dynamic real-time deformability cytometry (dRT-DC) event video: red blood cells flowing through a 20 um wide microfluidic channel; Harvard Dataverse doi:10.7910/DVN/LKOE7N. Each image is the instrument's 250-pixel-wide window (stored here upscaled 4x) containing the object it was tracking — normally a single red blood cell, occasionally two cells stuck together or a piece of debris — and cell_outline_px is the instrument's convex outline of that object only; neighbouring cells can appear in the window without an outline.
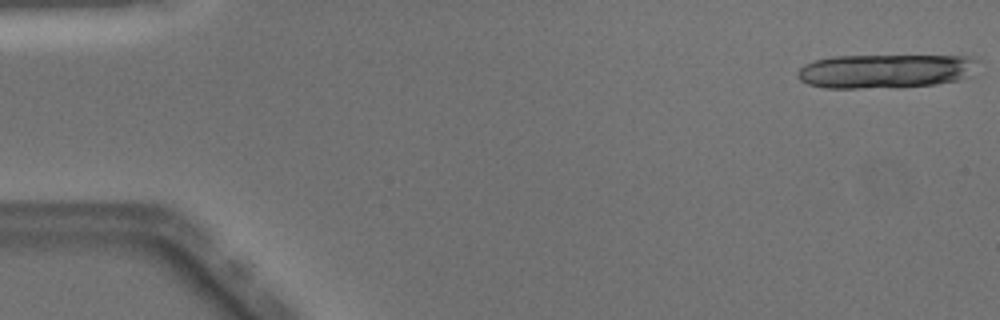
{"species": "Egyptian fruit bat (a non-hibernating species)", "species_latin": "Rousettus aegyptiacus", "temperature_condition": "warm", "stored_images_in_passage": 20, "camera_frame_rate_fps": 3000, "um_per_image_px": 0.085, "animal": {"sex": "male"}, "frame": {"image": 1, "passage_image": 1, "time_ms": 0.0, "image_size_px": [1000, 320], "cell_outline_px": [[980, 60], [960, 80], [936, 84], [900, 88], [824, 88], [808, 84], [800, 80], [796, 76], [796, 72], [804, 64], [812, 60], [832, 56], [968, 56]], "centroid_in_image_um": [75.16, 6.05], "position_along_channel_um": 9.8, "area_um2": 36.01}}